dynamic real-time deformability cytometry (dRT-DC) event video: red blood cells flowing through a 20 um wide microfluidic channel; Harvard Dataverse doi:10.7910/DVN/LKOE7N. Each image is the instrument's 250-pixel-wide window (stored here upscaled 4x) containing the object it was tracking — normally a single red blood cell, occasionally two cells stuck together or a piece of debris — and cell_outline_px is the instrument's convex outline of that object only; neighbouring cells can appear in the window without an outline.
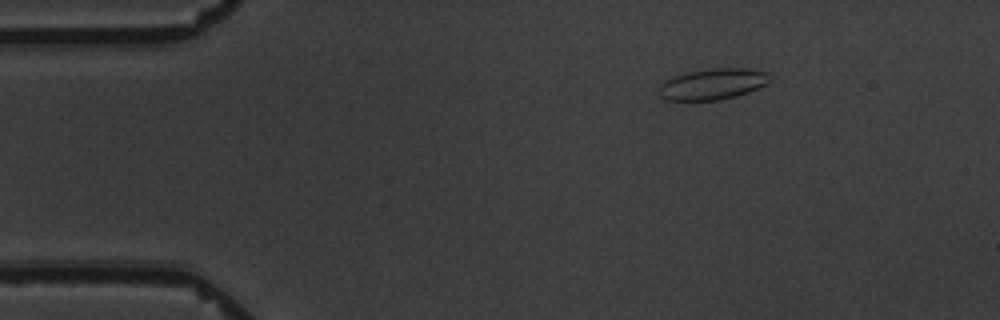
{"species": "common noctule bat (a hibernating species)", "species_latin": "Nyctalus noctula", "temperature_condition": "warm", "stored_images_in_passage": 10, "camera_frame_rate_fps": 3000, "um_per_image_px": 0.085, "animal": {"sex": "male", "body_mass_g": 19.5, "forearm_length_mm": 54.6}, "frame": {"image": 1, "passage_image": 2, "time_ms": 2.333, "image_size_px": [1000, 320], "cell_outline_px": [[772, 80], [768, 84], [748, 92], [736, 96], [720, 100], [664, 100], [660, 96], [660, 84], [664, 80], [672, 76], [688, 72], [712, 68], [744, 68], [768, 72]], "centroid_in_image_um": [60.6, 7.14], "position_along_channel_um": 24.4, "area_um2": 20.23}}
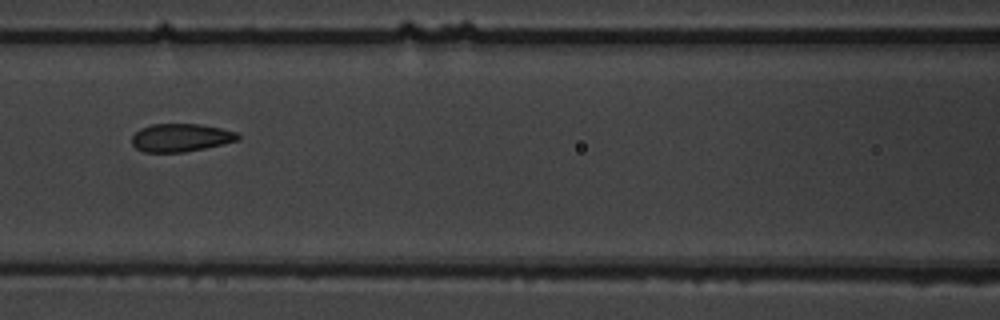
{"frame": {"image": 2, "passage_image": 7, "time_ms": 8.0, "image_size_px": [1000, 320], "cell_outline_px": [[240, 140], [224, 144], [184, 152], [144, 152], [136, 148], [132, 144], [132, 136], [140, 128], [152, 124], [200, 124], [220, 128], [236, 132], [240, 136]], "centroid_in_image_um": [15.37, 11.7], "position_along_channel_um": 151.2, "area_um2": 17.34}}
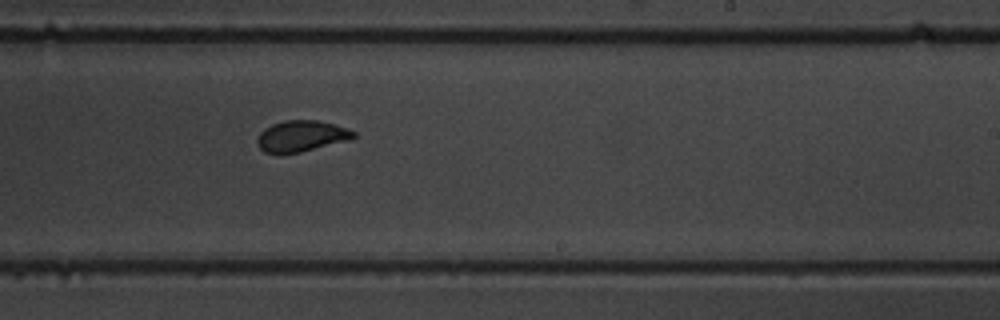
{"frame": {"image": 3, "passage_image": 10, "time_ms": 11.333, "image_size_px": [1000, 320], "cell_outline_px": [[356, 136], [348, 140], [300, 152], [264, 152], [256, 144], [256, 140], [260, 132], [264, 128], [272, 124], [284, 120], [316, 120], [332, 124], [356, 132]], "centroid_in_image_um": [25.58, 11.55], "position_along_channel_um": 263.4, "area_um2": 17.11}}